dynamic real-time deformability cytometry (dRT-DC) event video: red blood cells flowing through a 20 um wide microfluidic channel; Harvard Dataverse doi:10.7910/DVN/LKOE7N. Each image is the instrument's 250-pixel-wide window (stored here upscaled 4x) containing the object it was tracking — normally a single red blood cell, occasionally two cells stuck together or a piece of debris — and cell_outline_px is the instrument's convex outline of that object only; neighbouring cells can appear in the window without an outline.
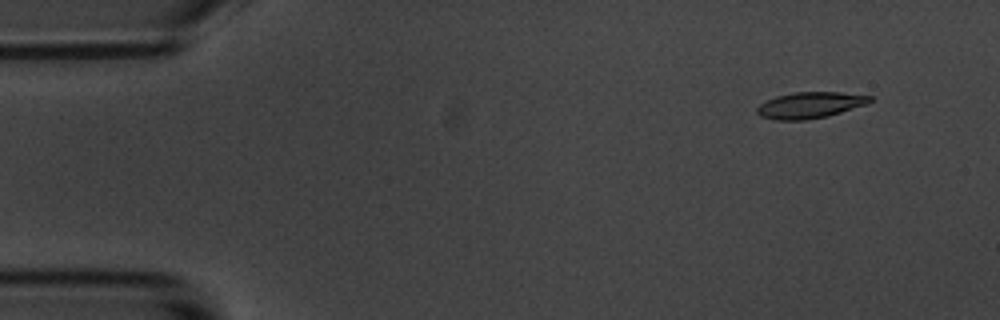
{"species": "common noctule bat (a hibernating species)", "species_latin": "Nyctalus noctula", "temperature_condition": "room temperature", "stored_images_in_passage": 4, "camera_frame_rate_fps": 3000, "um_per_image_px": 0.085, "animal": {"sex": "male", "body_mass_g": 20.1, "forearm_length_mm": 53.5}, "frame": {"image": 1, "passage_image": 1, "time_ms": 0.0, "image_size_px": [1000, 320], "cell_outline_px": [[872, 100], [868, 104], [828, 116], [804, 120], [776, 120], [760, 116], [756, 112], [756, 108], [760, 104], [776, 96], [792, 92], [840, 92], [872, 96]], "centroid_in_image_um": [68.86, 8.93], "position_along_channel_um": 16.1, "area_um2": 17.28}}
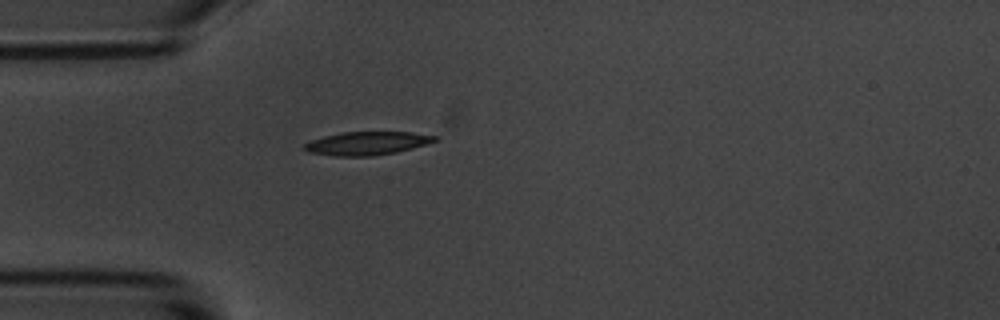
{"frame": {"image": 2, "passage_image": 4, "time_ms": 3.667, "image_size_px": [1000, 320], "cell_outline_px": [[440, 140], [412, 148], [396, 152], [372, 156], [336, 156], [308, 152], [304, 148], [304, 144], [312, 140], [324, 136], [344, 132], [408, 132], [440, 136]], "centroid_in_image_um": [31.24, 12.18], "position_along_channel_um": 53.8, "area_um2": 17.69}}